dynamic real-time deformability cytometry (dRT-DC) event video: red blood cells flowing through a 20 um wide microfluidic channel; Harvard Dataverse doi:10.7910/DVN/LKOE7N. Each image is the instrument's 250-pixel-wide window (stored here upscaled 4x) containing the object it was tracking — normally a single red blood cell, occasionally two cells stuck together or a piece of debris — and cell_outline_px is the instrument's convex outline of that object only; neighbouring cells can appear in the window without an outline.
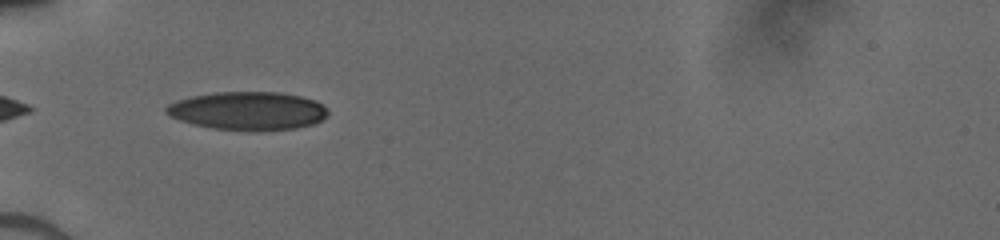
{"species": "human", "species_latin": "Homo sapiens", "temperature_condition": "cold", "stored_images_in_passage": 32, "camera_frame_rate_fps": 3000, "um_per_image_px": 0.085, "donor": {"sex": "male"}, "frame": {"image": 1, "passage_image": 1, "time_ms": 0.0, "image_size_px": [1000, 240], "cell_outline_px": [[328, 116], [312, 124], [296, 128], [212, 128], [180, 120], [164, 112], [164, 108], [168, 104], [176, 100], [192, 96], [216, 92], [280, 92], [300, 96], [316, 100], [324, 104], [328, 108]], "centroid_in_image_um": [21.09, 9.37], "position_along_channel_um": 63.9, "area_um2": 35.2}}
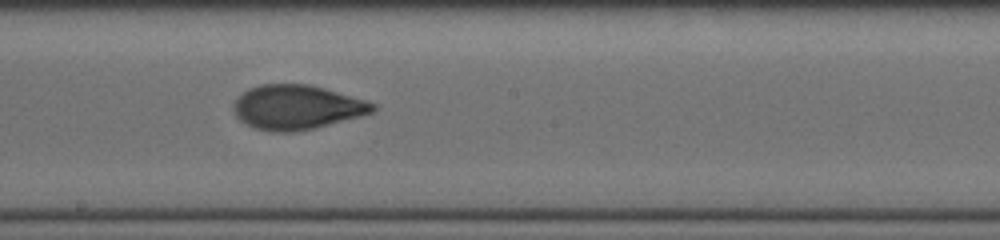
{"frame": {"image": 2, "passage_image": 13, "time_ms": 4.0, "image_size_px": [1000, 240], "cell_outline_px": [[376, 108], [372, 112], [360, 116], [312, 128], [292, 132], [272, 132], [256, 128], [240, 120], [236, 116], [232, 108], [232, 104], [248, 88], [260, 84], [308, 84], [324, 88], [364, 100], [376, 104]], "centroid_in_image_um": [25.19, 9.11], "position_along_channel_um": 223.0, "area_um2": 35.6}}
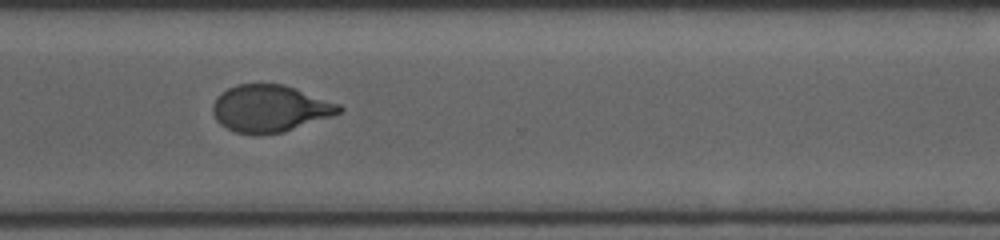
{"frame": {"image": 3, "passage_image": 22, "time_ms": 7.0, "image_size_px": [1000, 240], "cell_outline_px": [[344, 108], [340, 112], [332, 116], [284, 132], [236, 132], [220, 124], [216, 120], [212, 112], [212, 104], [216, 96], [220, 92], [236, 84], [284, 84], [340, 104]], "centroid_in_image_um": [22.93, 9.19], "position_along_channel_um": 347.7, "area_um2": 34.22}}